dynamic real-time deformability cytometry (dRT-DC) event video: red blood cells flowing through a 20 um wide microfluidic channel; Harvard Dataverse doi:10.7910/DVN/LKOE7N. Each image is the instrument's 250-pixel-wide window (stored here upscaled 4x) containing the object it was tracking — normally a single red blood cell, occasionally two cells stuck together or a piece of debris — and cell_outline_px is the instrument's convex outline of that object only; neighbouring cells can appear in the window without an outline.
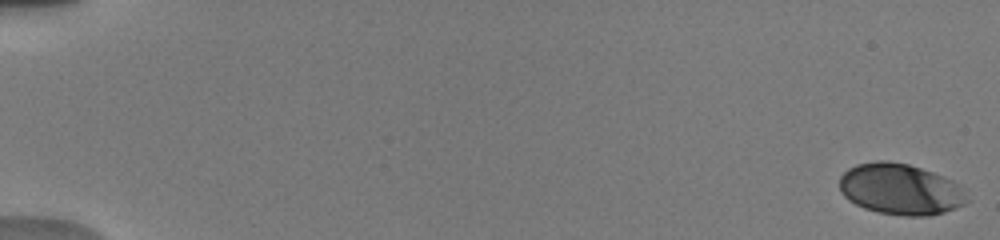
{"species": "human", "species_latin": "Homo sapiens", "temperature_condition": "warm", "stored_images_in_passage": 11, "camera_frame_rate_fps": 3000, "um_per_image_px": 0.085, "donor": {"sex": "male"}, "frame": {"image": 1, "passage_image": 1, "time_ms": 0.0, "image_size_px": [1000, 240], "cell_outline_px": [[972, 200], [964, 204], [944, 212], [928, 216], [908, 216], [880, 212], [864, 208], [848, 200], [840, 192], [840, 176], [848, 168], [856, 164], [876, 160], [888, 160], [908, 164], [944, 176], [968, 188]], "centroid_in_image_um": [76.6, 16.07], "position_along_channel_um": 8.4, "area_um2": 38.55}}
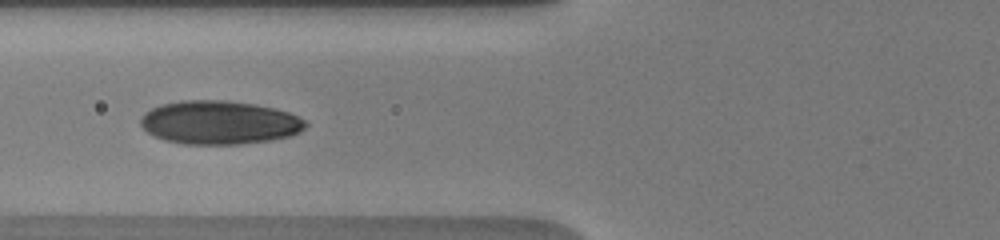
{"frame": {"image": 2, "passage_image": 9, "time_ms": 7.333, "image_size_px": [1000, 240], "cell_outline_px": [[308, 124], [300, 132], [288, 136], [272, 140], [240, 144], [184, 144], [164, 140], [152, 136], [140, 124], [140, 116], [144, 112], [160, 104], [180, 100], [228, 100], [256, 104], [288, 112], [304, 120]], "centroid_in_image_um": [18.6, 10.41], "position_along_channel_um": 107.2, "area_um2": 42.08}}
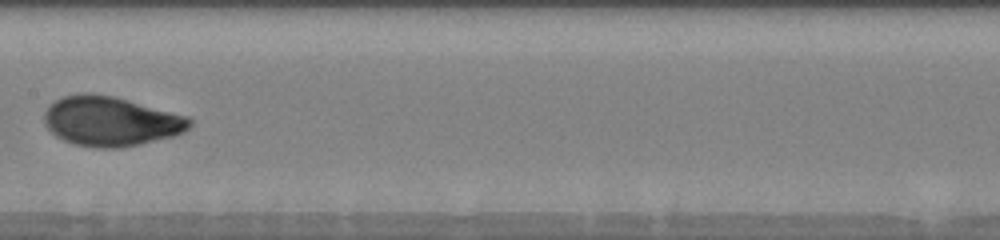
{"frame": {"image": 3, "passage_image": 11, "time_ms": 9.667, "image_size_px": [1000, 240], "cell_outline_px": [[192, 124], [184, 132], [172, 136], [140, 144], [120, 148], [96, 148], [72, 144], [56, 136], [44, 124], [44, 112], [48, 104], [64, 96], [80, 92], [92, 92], [112, 96], [128, 100], [188, 116], [192, 120]], "centroid_in_image_um": [9.38, 10.3], "position_along_channel_um": 198.0, "area_um2": 42.25}}